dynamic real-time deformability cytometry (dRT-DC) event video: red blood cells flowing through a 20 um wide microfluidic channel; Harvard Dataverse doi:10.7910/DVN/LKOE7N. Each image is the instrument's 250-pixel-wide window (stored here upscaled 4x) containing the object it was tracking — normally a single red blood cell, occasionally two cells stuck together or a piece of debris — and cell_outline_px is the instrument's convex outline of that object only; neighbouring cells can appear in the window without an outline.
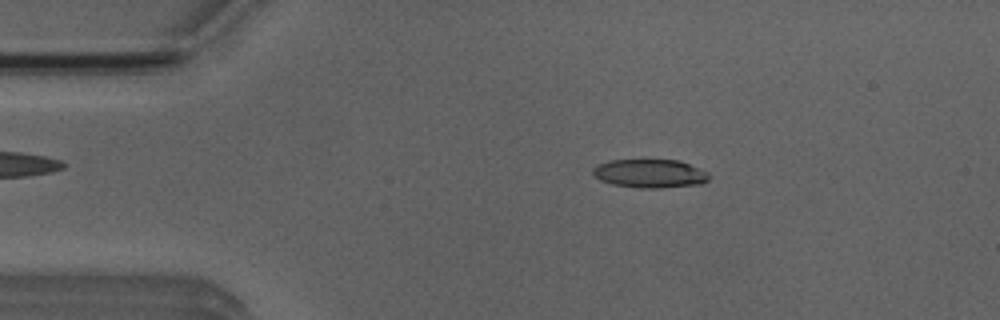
{"species": "Egyptian fruit bat (a non-hibernating species)", "species_latin": "Rousettus aegyptiacus", "temperature_condition": "room temperature", "stored_images_in_passage": 50, "camera_frame_rate_fps": 3000, "um_per_image_px": 0.085, "animal": {"sex": "male"}, "frame": {"image": 1, "passage_image": 8, "time_ms": 2.333, "image_size_px": [1000, 320], "cell_outline_px": [[712, 176], [704, 184], [660, 188], [640, 188], [612, 184], [600, 180], [592, 176], [592, 168], [596, 164], [608, 160], [680, 160], [708, 172]], "centroid_in_image_um": [55.24, 14.75], "position_along_channel_um": 29.8, "area_um2": 19.71}}
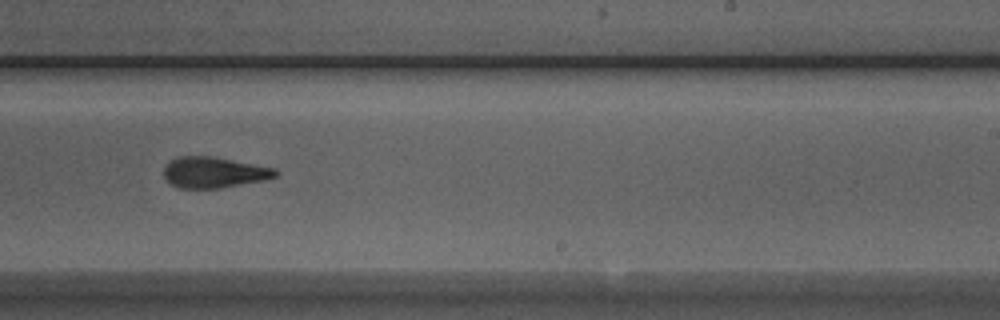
{"frame": {"image": 2, "passage_image": 30, "time_ms": 9.667, "image_size_px": [1000, 320], "cell_outline_px": [[280, 172], [276, 176], [264, 180], [220, 188], [180, 188], [172, 184], [164, 176], [164, 168], [176, 156], [212, 156], [276, 168]], "centroid_in_image_um": [18.22, 14.65], "position_along_channel_um": 270.8, "area_um2": 20.0}}
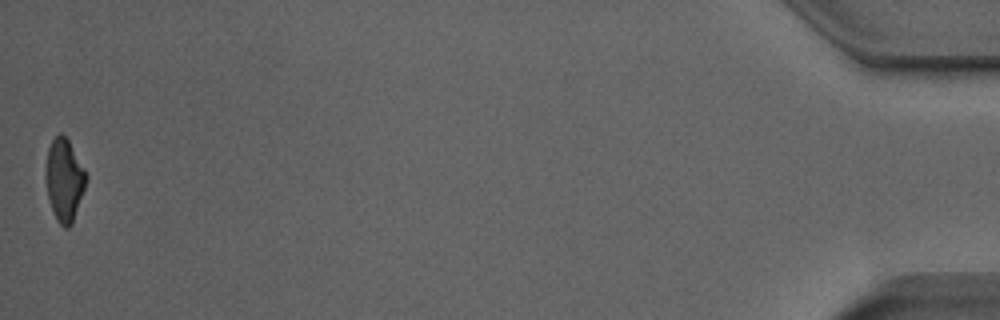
{"frame": {"image": 3, "passage_image": 50, "time_ms": 16.333, "image_size_px": [1000, 320], "cell_outline_px": [[88, 180], [72, 224], [68, 228], [64, 228], [56, 220], [48, 196], [48, 148], [52, 140], [60, 132], [68, 140], [84, 168], [88, 176]], "centroid_in_image_um": [5.52, 15.33], "position_along_channel_um": 429.7, "area_um2": 18.79}, "authors_computed_cell_mechanics": {"area_um2": 20.4612, "velocity_mm_per_s": 3.9489, "shape_relaxation_time_tau1_ms": 7.9215, "shape_relaxation_time_tau2_ms": 2.2541, "deformation_change_tau1": 0.2136, "deformation_change_tau2": 0.1161}}